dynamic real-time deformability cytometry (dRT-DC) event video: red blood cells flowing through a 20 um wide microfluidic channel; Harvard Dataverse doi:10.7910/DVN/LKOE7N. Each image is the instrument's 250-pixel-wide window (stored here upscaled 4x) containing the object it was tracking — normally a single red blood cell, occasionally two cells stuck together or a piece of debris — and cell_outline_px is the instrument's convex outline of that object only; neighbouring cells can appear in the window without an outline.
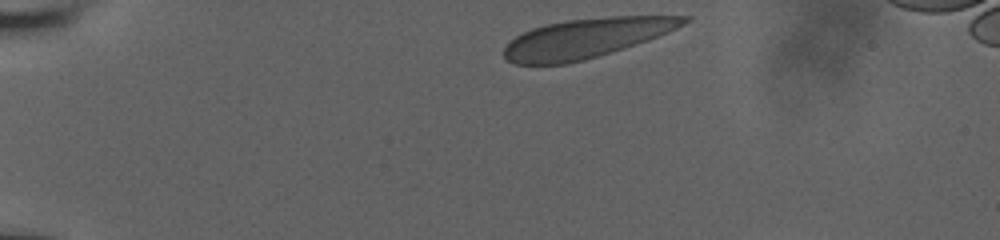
{"species": "human", "species_latin": "Homo sapiens", "temperature_condition": "room temperature", "stored_images_in_passage": 36, "camera_frame_rate_fps": 3000, "um_per_image_px": 0.085, "donor": {"sex": "male"}, "frame": {"image": 1, "passage_image": 1, "time_ms": 0.0, "image_size_px": [1000, 240], "cell_outline_px": [[692, 20], [668, 32], [648, 40], [584, 60], [564, 64], [516, 64], [508, 60], [504, 56], [504, 48], [516, 36], [532, 28], [548, 24], [568, 20], [608, 16], [692, 16]], "centroid_in_image_um": [49.85, 3.23], "position_along_channel_um": 35.2, "area_um2": 40.81}}
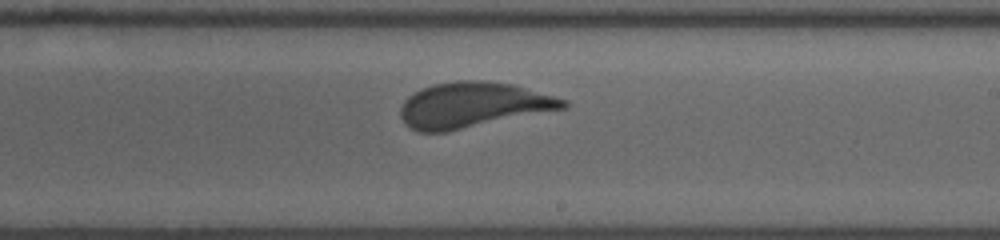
{"frame": {"image": 2, "passage_image": 23, "time_ms": 7.333, "image_size_px": [1000, 240], "cell_outline_px": [[568, 108], [448, 132], [420, 132], [408, 128], [404, 124], [400, 116], [400, 108], [404, 100], [408, 96], [432, 84], [456, 80], [480, 80], [512, 84], [568, 100]], "centroid_in_image_um": [40.19, 8.94], "position_along_channel_um": 248.8, "area_um2": 43.41}}
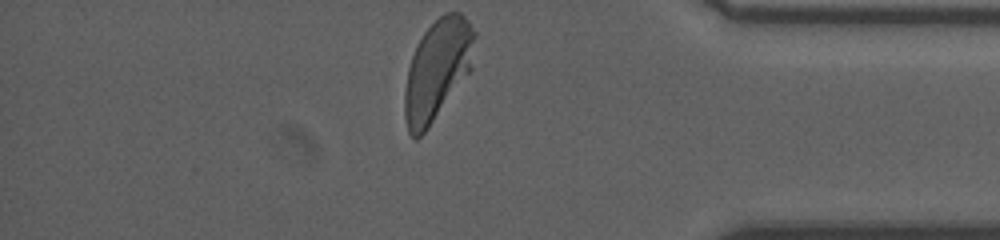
{"frame": {"image": 3, "passage_image": 36, "time_ms": 11.667, "image_size_px": [1000, 240], "cell_outline_px": [[476, 36], [472, 68], [428, 128], [416, 140], [408, 132], [404, 116], [404, 92], [408, 68], [412, 56], [424, 32], [444, 12], [460, 12], [468, 20], [476, 32]], "centroid_in_image_um": [37.18, 5.92], "position_along_channel_um": 398.0, "area_um2": 40.81}, "authors_computed_cell_mechanics": {"area_um2": 42.8587, "velocity_mm_per_s": 3.9212, "shape_relaxation_time_tau1_ms": 4.3292, "shape_relaxation_time_tau2_ms": null, "deformation_change_tau1": 0.1221, "deformation_change_tau2": null}}